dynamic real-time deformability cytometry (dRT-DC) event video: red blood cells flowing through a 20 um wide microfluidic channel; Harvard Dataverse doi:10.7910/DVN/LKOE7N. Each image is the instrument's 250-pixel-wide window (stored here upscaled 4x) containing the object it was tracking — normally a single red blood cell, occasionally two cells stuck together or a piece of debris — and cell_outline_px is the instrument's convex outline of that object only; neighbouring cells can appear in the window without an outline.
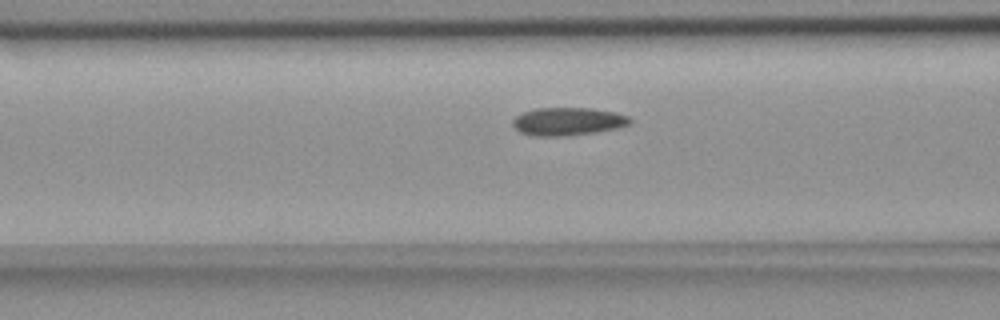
{"species": "common noctule bat (a hibernating species)", "species_latin": "Nyctalus noctula", "temperature_condition": "room temperature", "stored_images_in_passage": 41, "camera_frame_rate_fps": 3000, "um_per_image_px": 0.085, "animal": {"sex": "female", "body_mass_g": 18.4}, "frame": {"image": 1, "passage_image": 10, "time_ms": 3.0, "image_size_px": [1000, 320], "cell_outline_px": [[632, 120], [628, 124], [616, 128], [596, 132], [564, 136], [532, 136], [520, 132], [512, 124], [512, 120], [516, 116], [524, 112], [536, 108], [592, 108], [616, 112], [628, 116]], "centroid_in_image_um": [48.25, 10.32], "position_along_channel_um": 118.3, "area_um2": 19.07}}
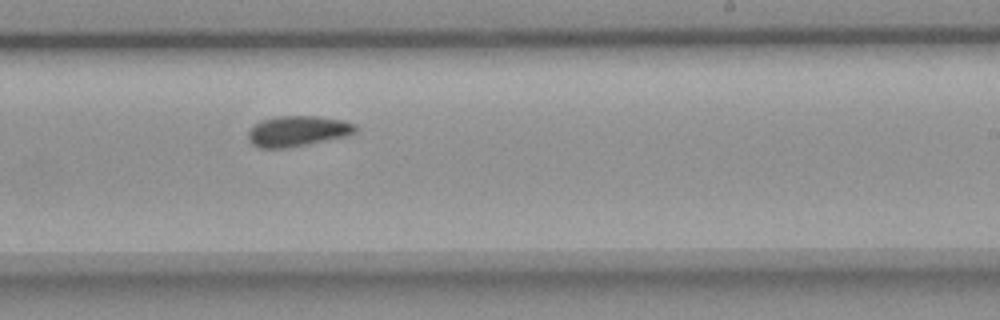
{"frame": {"image": 2, "passage_image": 22, "time_ms": 7.0, "image_size_px": [1000, 320], "cell_outline_px": [[356, 132], [344, 136], [288, 148], [260, 148], [252, 144], [248, 140], [248, 132], [256, 124], [264, 120], [276, 116], [316, 116], [340, 120], [356, 124]], "centroid_in_image_um": [25.27, 11.15], "position_along_channel_um": 263.7, "area_um2": 18.79}}
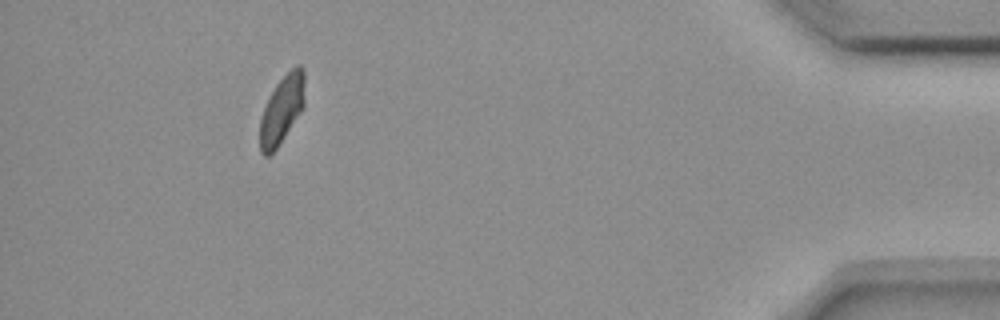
{"frame": {"image": 3, "passage_image": 39, "time_ms": 12.667, "image_size_px": [1000, 320], "cell_outline_px": [[304, 108], [276, 148], [268, 156], [264, 156], [260, 152], [260, 120], [264, 108], [276, 84], [296, 64], [300, 64], [304, 68]], "centroid_in_image_um": [23.98, 9.3], "position_along_channel_um": 411.2, "area_um2": 17.57}, "authors_computed_cell_mechanics": {"area_um2": 18.8428, "velocity_mm_per_s": 3.6544, "shape_relaxation_time_tau1_ms": 6.1762, "shape_relaxation_time_tau2_ms": 10.8997, "deformation_change_tau1": 0.1174, "deformation_change_tau2": 0.1148}}